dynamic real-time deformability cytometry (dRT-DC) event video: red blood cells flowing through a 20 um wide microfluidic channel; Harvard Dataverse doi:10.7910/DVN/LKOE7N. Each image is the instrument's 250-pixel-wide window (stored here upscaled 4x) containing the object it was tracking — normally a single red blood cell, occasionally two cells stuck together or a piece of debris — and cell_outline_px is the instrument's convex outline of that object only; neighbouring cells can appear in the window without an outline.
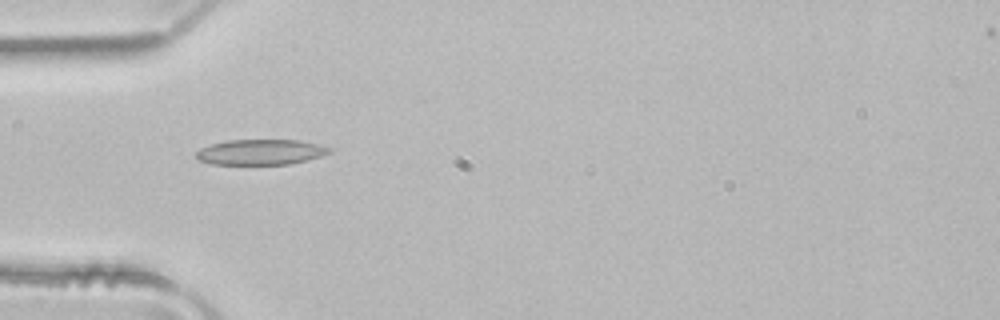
{"species": "common noctule bat (a hibernating species)", "species_latin": "Nyctalus noctula", "temperature_condition": "room temperature", "stored_images_in_passage": 36, "camera_frame_rate_fps": 3000, "um_per_image_px": 0.085, "animal": {"sex": "male", "body_mass_g": 21.5, "forearm_length_mm": 52.0}, "frame": {"image": 1, "passage_image": 1, "time_ms": 0.0, "image_size_px": [1000, 320], "cell_outline_px": [[332, 152], [308, 160], [288, 164], [212, 164], [200, 160], [196, 156], [196, 152], [200, 148], [212, 144], [228, 140], [300, 140], [332, 148]], "centroid_in_image_um": [22.17, 12.92], "position_along_channel_um": 62.8, "area_um2": 19.59}}
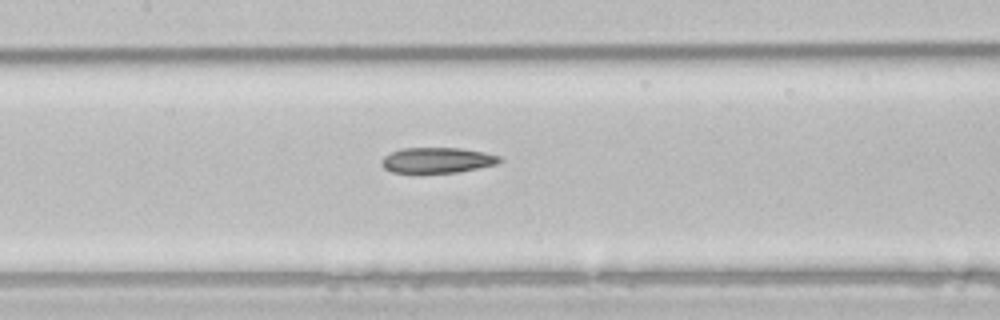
{"frame": {"image": 2, "passage_image": 9, "time_ms": 2.667, "image_size_px": [1000, 320], "cell_outline_px": [[504, 160], [496, 164], [456, 172], [392, 172], [384, 168], [380, 164], [380, 160], [384, 156], [392, 152], [404, 148], [460, 148], [484, 152], [500, 156]], "centroid_in_image_um": [37.16, 13.61], "position_along_channel_um": 170.2, "area_um2": 17.34}}
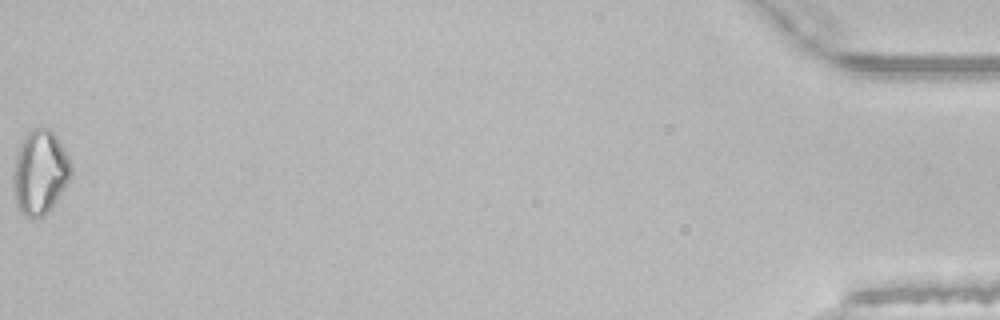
{"frame": {"image": 3, "passage_image": 36, "time_ms": 11.667, "image_size_px": [1000, 320], "cell_outline_px": [[72, 172], [68, 180], [56, 200], [48, 212], [44, 216], [24, 216], [20, 212], [16, 204], [12, 184], [12, 176], [16, 152], [24, 136], [32, 128], [48, 128], [56, 136], [72, 168]], "centroid_in_image_um": [3.34, 14.65], "position_along_channel_um": 431.9, "area_um2": 27.98}}